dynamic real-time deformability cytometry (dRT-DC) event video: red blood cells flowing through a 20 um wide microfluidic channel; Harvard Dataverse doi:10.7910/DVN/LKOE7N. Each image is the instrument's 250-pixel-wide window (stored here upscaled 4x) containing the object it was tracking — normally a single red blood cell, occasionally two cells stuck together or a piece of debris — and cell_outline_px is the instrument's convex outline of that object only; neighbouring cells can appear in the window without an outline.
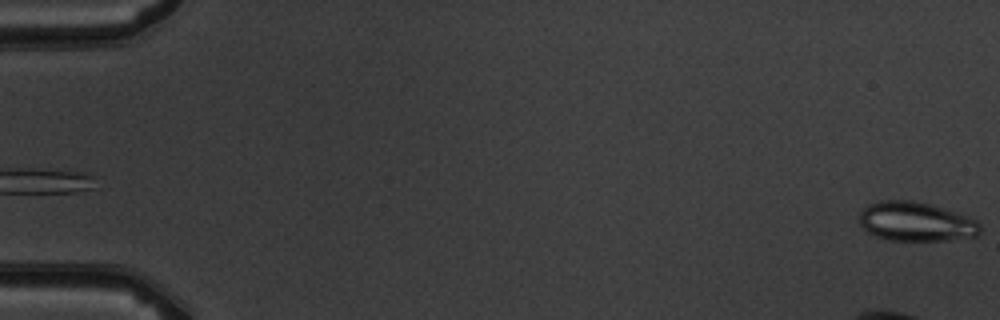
{"species": "common noctule bat (a hibernating species)", "species_latin": "Nyctalus noctula", "temperature_condition": "warm", "stored_images_in_passage": 4, "camera_frame_rate_fps": 3000, "um_per_image_px": 0.085, "animal": {"sex": "male", "body_mass_g": 19.5, "forearm_length_mm": 54.6}, "frame": {"image": 1, "passage_image": 4, "time_ms": 3.333, "image_size_px": [1000, 320], "cell_outline_px": [[980, 232], [976, 236], [948, 240], [888, 240], [876, 236], [868, 232], [860, 224], [860, 212], [868, 204], [880, 200], [912, 200], [928, 204], [956, 212], [968, 216], [976, 220], [980, 224]], "centroid_in_image_um": [77.85, 18.84], "position_along_channel_um": 7.2, "area_um2": 27.51}}